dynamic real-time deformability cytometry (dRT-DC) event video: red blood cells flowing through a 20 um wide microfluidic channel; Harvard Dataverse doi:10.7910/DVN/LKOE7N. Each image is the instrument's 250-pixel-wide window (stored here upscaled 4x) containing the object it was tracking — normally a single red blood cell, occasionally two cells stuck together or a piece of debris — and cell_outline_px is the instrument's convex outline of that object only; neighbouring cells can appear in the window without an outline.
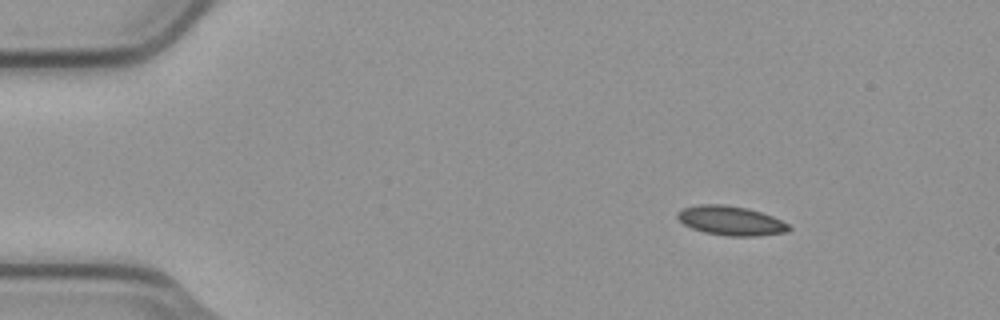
{"species": "common noctule bat (a hibernating species)", "species_latin": "Nyctalus noctula", "temperature_condition": "cold", "stored_images_in_passage": 6, "camera_frame_rate_fps": 3000, "um_per_image_px": 0.085, "animal": {"sex": "male", "body_mass_g": 23.1, "forearm_length_mm": 52.7}, "frame": {"image": 1, "passage_image": 2, "time_ms": 0.333, "image_size_px": [1000, 320], "cell_outline_px": [[792, 228], [788, 232], [756, 236], [728, 236], [704, 232], [692, 228], [684, 224], [676, 216], [676, 212], [680, 208], [700, 204], [724, 204], [748, 208], [772, 216], [788, 224]], "centroid_in_image_um": [62.1, 18.75], "position_along_channel_um": 22.9, "area_um2": 19.13}}
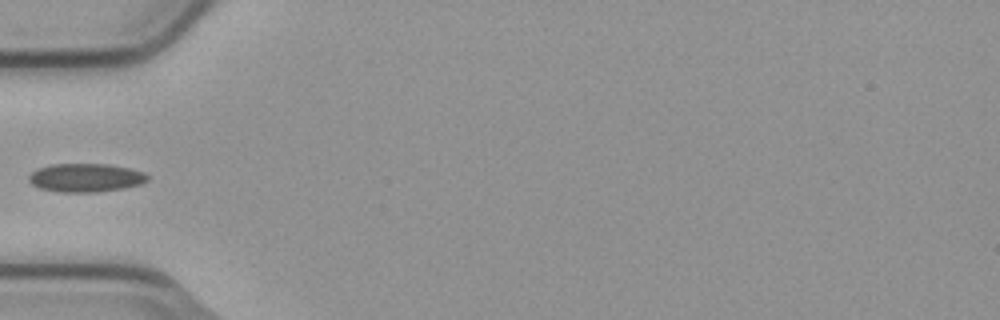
{"frame": {"image": 2, "passage_image": 5, "time_ms": 1.333, "image_size_px": [1000, 320], "cell_outline_px": [[148, 180], [140, 184], [124, 188], [96, 192], [60, 192], [40, 188], [32, 184], [28, 180], [28, 176], [36, 168], [52, 164], [108, 164], [128, 168], [144, 172], [148, 176]], "centroid_in_image_um": [7.26, 15.1], "position_along_channel_um": 77.7, "area_um2": 19.71}}
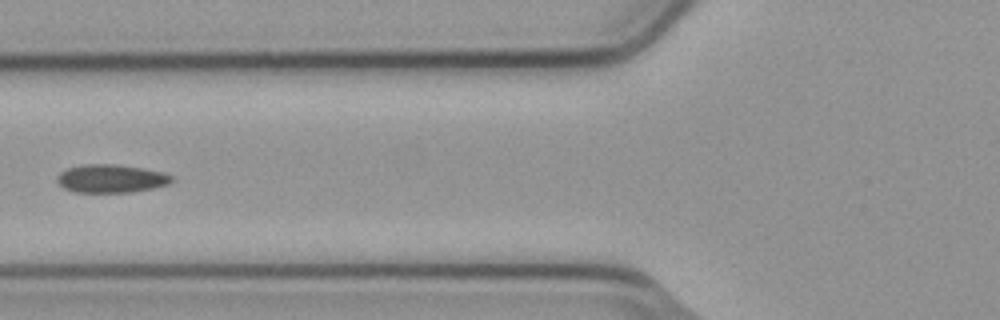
{"frame": {"image": 3, "passage_image": 6, "time_ms": 1.667, "image_size_px": [1000, 320], "cell_outline_px": [[172, 180], [168, 184], [152, 188], [132, 192], [76, 192], [64, 188], [56, 180], [56, 176], [60, 172], [68, 168], [84, 164], [116, 164], [164, 172], [172, 176]], "centroid_in_image_um": [9.42, 15.17], "position_along_channel_um": 116.4, "area_um2": 18.73}}